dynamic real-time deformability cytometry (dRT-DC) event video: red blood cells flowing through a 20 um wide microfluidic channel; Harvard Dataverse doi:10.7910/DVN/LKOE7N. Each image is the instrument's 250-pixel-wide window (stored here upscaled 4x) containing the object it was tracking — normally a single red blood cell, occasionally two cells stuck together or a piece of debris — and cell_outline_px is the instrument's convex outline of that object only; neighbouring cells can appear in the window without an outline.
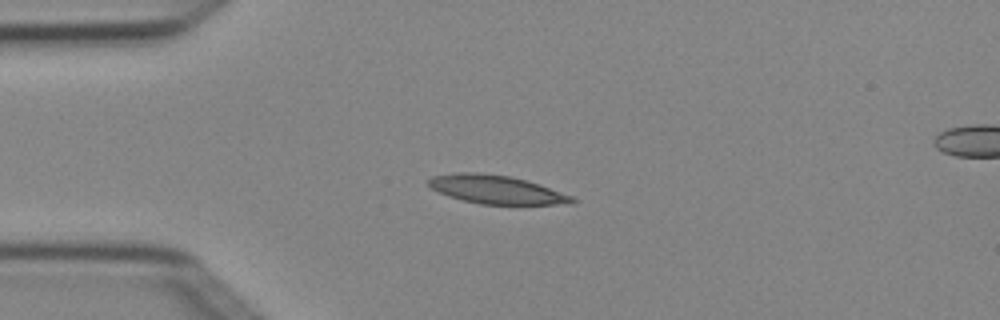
{"species": "Egyptian fruit bat (a non-hibernating species)", "species_latin": "Rousettus aegyptiacus", "temperature_condition": "cold", "stored_images_in_passage": 2, "camera_frame_rate_fps": 3000, "um_per_image_px": 0.085, "animal": {"sex": "female"}, "frame": {"image": 1, "passage_image": 1, "time_ms": 0.0, "image_size_px": [1000, 320], "cell_outline_px": [[576, 200], [572, 204], [480, 204], [448, 196], [432, 188], [428, 184], [428, 180], [432, 176], [456, 172], [476, 172], [512, 176], [540, 184], [572, 196]], "centroid_in_image_um": [42.19, 16.1], "position_along_channel_um": 42.8, "area_um2": 23.76}}